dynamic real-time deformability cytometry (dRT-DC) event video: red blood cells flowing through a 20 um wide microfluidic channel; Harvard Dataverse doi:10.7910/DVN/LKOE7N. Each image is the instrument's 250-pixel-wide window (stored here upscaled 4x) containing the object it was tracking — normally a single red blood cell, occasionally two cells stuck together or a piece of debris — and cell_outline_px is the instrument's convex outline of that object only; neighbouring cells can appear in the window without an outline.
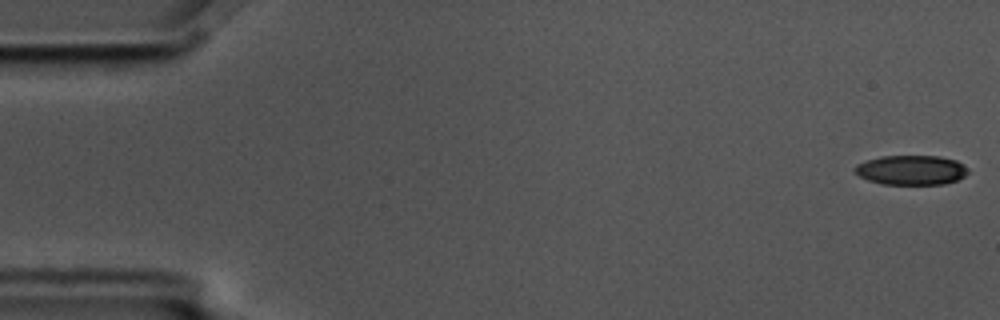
{"species": "common noctule bat (a hibernating species)", "species_latin": "Nyctalus noctula", "temperature_condition": "cold", "stored_images_in_passage": 5, "camera_frame_rate_fps": 3000, "um_per_image_px": 0.085, "animal": {"sex": "male", "body_mass_g": 17.5, "forearm_length_mm": 52.3}, "frame": {"image": 1, "passage_image": 1, "time_ms": 0.0, "image_size_px": [1000, 320], "cell_outline_px": [[968, 172], [964, 176], [956, 180], [944, 184], [880, 184], [868, 180], [860, 176], [852, 168], [856, 164], [880, 156], [940, 156], [956, 160]], "centroid_in_image_um": [77.4, 14.45], "position_along_channel_um": 7.6, "area_um2": 19.36}}
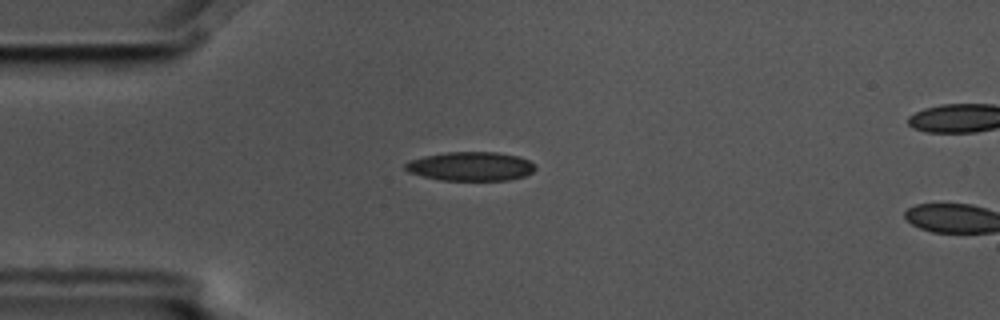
{"frame": {"image": 2, "passage_image": 4, "time_ms": 1.0, "image_size_px": [1000, 320], "cell_outline_px": [[536, 168], [532, 172], [524, 176], [508, 180], [440, 180], [408, 172], [404, 168], [404, 164], [408, 160], [424, 156], [448, 152], [496, 152], [520, 156], [536, 164]], "centroid_in_image_um": [40.01, 14.13], "position_along_channel_um": 45.0, "area_um2": 22.02}}